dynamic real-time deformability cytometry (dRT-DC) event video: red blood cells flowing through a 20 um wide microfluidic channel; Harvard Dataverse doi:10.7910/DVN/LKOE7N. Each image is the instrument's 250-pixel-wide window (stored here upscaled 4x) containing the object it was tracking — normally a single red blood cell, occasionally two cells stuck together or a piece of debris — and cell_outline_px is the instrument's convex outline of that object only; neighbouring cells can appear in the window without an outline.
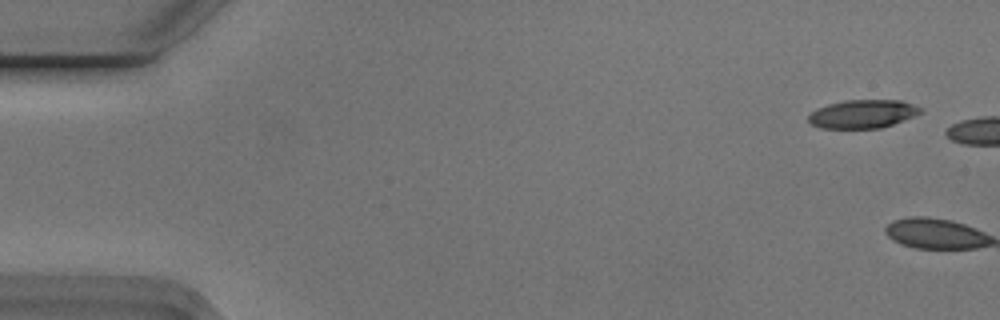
{"species": "Egyptian fruit bat (a non-hibernating species)", "species_latin": "Rousettus aegyptiacus", "temperature_condition": "cold", "stored_images_in_passage": 6, "camera_frame_rate_fps": 3000, "um_per_image_px": 0.085, "animal": {"sex": "male"}, "frame": {"image": 1, "passage_image": 6, "time_ms": 1.667, "image_size_px": [1000, 320], "cell_outline_px": [[924, 112], [892, 124], [880, 128], [820, 128], [812, 124], [808, 120], [808, 116], [816, 108], [828, 104], [844, 100], [900, 100], [924, 108]], "centroid_in_image_um": [73.34, 9.68], "position_along_channel_um": 11.7, "area_um2": 18.55}}